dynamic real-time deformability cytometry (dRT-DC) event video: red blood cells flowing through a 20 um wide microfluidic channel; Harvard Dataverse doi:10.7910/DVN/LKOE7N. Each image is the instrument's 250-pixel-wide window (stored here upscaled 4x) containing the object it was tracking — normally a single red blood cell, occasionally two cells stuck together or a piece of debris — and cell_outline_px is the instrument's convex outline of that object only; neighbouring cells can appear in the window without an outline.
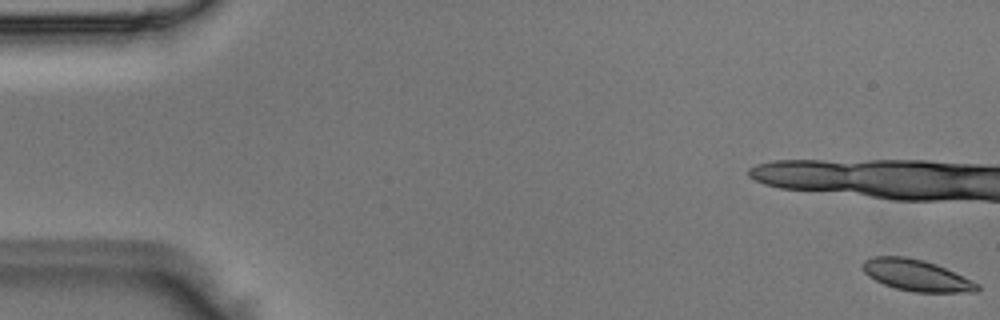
{"species": "Egyptian fruit bat (a non-hibernating species)", "species_latin": "Rousettus aegyptiacus", "temperature_condition": "room temperature", "stored_images_in_passage": 16, "camera_frame_rate_fps": 3000, "um_per_image_px": 0.085, "animal": {"sex": "male"}, "frame": {"image": 1, "passage_image": 1, "time_ms": 0.0, "image_size_px": [1000, 320], "cell_outline_px": [[980, 288], [976, 292], [912, 292], [896, 288], [884, 284], [868, 276], [860, 268], [860, 264], [864, 260], [872, 256], [904, 256], [924, 260], [936, 264], [972, 280], [980, 284]], "centroid_in_image_um": [77.87, 23.39], "position_along_channel_um": 7.1, "area_um2": 21.1}}